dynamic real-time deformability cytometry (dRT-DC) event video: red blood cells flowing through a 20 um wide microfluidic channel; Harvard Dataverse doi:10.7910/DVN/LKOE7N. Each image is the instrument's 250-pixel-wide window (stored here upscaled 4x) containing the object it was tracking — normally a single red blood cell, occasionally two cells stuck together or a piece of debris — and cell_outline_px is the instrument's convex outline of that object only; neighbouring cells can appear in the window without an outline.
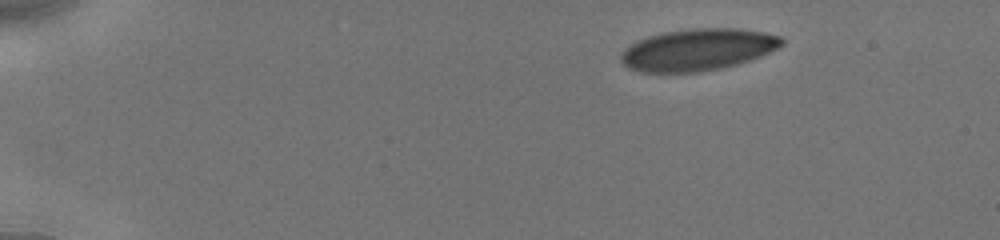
{"species": "human", "species_latin": "Homo sapiens", "temperature_condition": "cold", "stored_images_in_passage": 17, "camera_frame_rate_fps": 3000, "um_per_image_px": 0.085, "donor": {"sex": "male"}, "frame": {"image": 1, "passage_image": 1, "time_ms": 0.0, "image_size_px": [1000, 240], "cell_outline_px": [[784, 44], [760, 56], [736, 64], [720, 68], [700, 72], [640, 72], [628, 68], [620, 60], [620, 52], [624, 48], [636, 40], [648, 36], [664, 32], [692, 28], [736, 28], [764, 32], [780, 36], [784, 40]], "centroid_in_image_um": [59.26, 4.22], "position_along_channel_um": 25.7, "area_um2": 39.25}}